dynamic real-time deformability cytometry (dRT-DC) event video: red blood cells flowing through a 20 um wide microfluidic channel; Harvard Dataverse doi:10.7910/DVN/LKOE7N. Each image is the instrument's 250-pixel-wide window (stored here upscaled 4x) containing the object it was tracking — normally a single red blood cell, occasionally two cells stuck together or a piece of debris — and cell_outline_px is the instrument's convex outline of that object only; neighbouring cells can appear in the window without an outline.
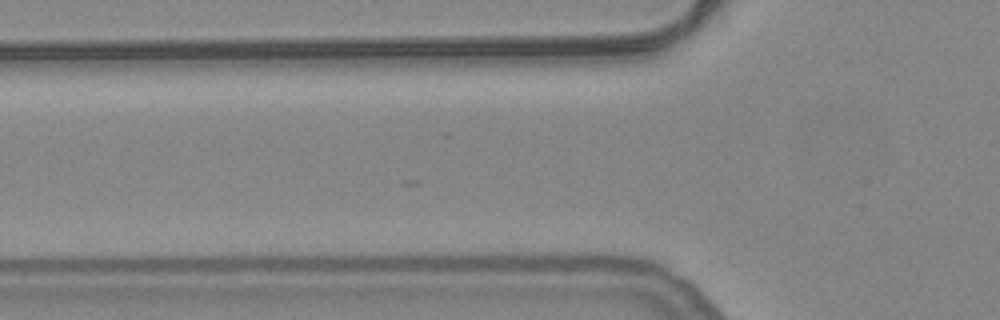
{"species": "common noctule bat (a hibernating species)", "species_latin": "Nyctalus noctula", "temperature_condition": "warm", "stored_images_in_passage": 3, "camera_frame_rate_fps": 3000, "um_per_image_px": 0.085, "animal": {"sex": "female", "body_mass_g": 24.6, "forearm_length_mm": 56.2}, "frame": {"image": 1, "passage_image": 3, "time_ms": 0.667, "image_size_px": [1000, 320], "cell_outline_px": [[620, 268], [452, 268], [448, 264], [464, 260], [532, 252], [592, 252]], "centroid_in_image_um": [45.75, 22.2], "position_along_channel_um": 80.0, "area_um2": 15.09}}